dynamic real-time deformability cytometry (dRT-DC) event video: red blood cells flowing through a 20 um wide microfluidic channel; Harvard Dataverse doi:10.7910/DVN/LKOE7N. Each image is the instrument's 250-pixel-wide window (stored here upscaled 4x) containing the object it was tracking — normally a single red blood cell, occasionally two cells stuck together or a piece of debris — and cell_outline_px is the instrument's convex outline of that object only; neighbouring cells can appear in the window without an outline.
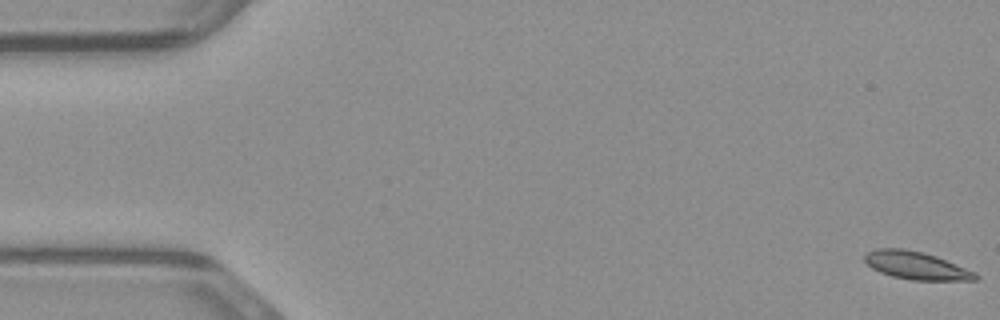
{"species": "common noctule bat (a hibernating species)", "species_latin": "Nyctalus noctula", "temperature_condition": "warm", "stored_images_in_passage": 50, "camera_frame_rate_fps": 3000, "um_per_image_px": 0.085, "animal": {"sex": "male", "body_mass_g": 23.1, "forearm_length_mm": 52.7}, "frame": {"image": 1, "passage_image": 1, "time_ms": 0.0, "image_size_px": [1000, 320], "cell_outline_px": [[980, 276], [976, 280], [912, 280], [892, 276], [880, 272], [872, 268], [864, 260], [864, 256], [868, 252], [876, 248], [904, 248], [924, 252], [936, 256], [976, 272]], "centroid_in_image_um": [77.88, 22.56], "position_along_channel_um": 7.1, "area_um2": 17.98}}
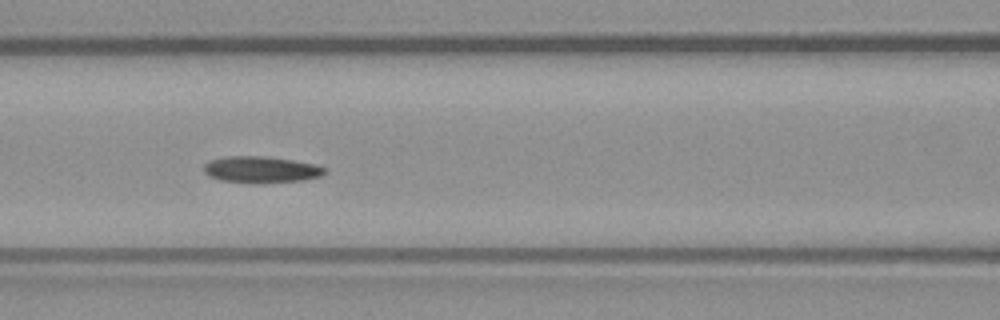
{"frame": {"image": 2, "passage_image": 21, "time_ms": 6.667, "image_size_px": [1000, 320], "cell_outline_px": [[328, 172], [324, 176], [304, 180], [256, 184], [220, 180], [208, 176], [204, 172], [204, 164], [208, 160], [224, 156], [264, 156], [292, 160], [316, 164], [324, 168]], "centroid_in_image_um": [22.19, 14.42], "position_along_channel_um": 144.4, "area_um2": 19.07}}
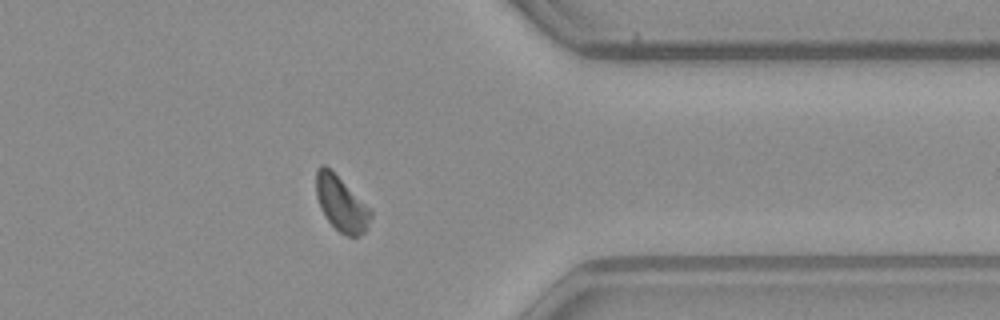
{"frame": {"image": 3, "passage_image": 39, "time_ms": 12.667, "image_size_px": [1000, 320], "cell_outline_px": [[372, 216], [368, 228], [360, 236], [348, 236], [340, 232], [328, 220], [320, 208], [316, 196], [316, 168], [320, 164], [324, 164], [372, 208]], "centroid_in_image_um": [29.03, 17.32], "position_along_channel_um": 382.4, "area_um2": 17.57}}